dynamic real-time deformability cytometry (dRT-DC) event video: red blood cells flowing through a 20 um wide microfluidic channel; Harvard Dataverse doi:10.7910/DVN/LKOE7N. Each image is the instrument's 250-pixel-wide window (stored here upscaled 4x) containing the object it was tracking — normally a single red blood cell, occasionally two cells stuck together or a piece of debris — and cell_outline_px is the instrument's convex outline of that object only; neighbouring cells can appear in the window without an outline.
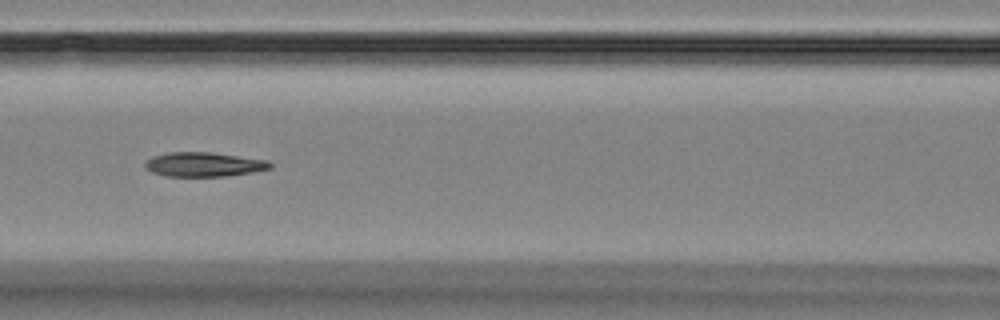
{"species": "Egyptian fruit bat (a non-hibernating species)", "species_latin": "Rousettus aegyptiacus", "temperature_condition": "room temperature", "stored_images_in_passage": 16, "segment_of_instrument_passage": [1, 2], "camera_frame_rate_fps": 3000, "um_per_image_px": 0.085, "animal": {"sex": "female"}, "frame": {"image": 1, "passage_image": 6, "time_ms": 5.667, "image_size_px": [1000, 320], "cell_outline_px": [[272, 168], [252, 172], [228, 176], [164, 176], [152, 172], [144, 168], [144, 160], [152, 156], [168, 152], [212, 152], [268, 160], [272, 164]], "centroid_in_image_um": [17.29, 13.97], "position_along_channel_um": 149.3, "area_um2": 17.98}}
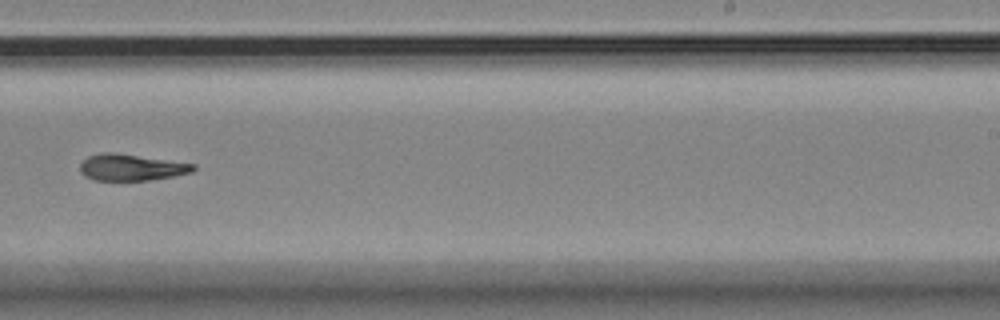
{"frame": {"image": 2, "passage_image": 9, "time_ms": 9.333, "image_size_px": [1000, 320], "cell_outline_px": [[196, 168], [192, 172], [176, 176], [148, 180], [92, 180], [84, 176], [80, 172], [80, 164], [88, 156], [100, 152], [116, 152], [196, 164]], "centroid_in_image_um": [11.15, 14.22], "position_along_channel_um": 277.8, "area_um2": 17.69}}
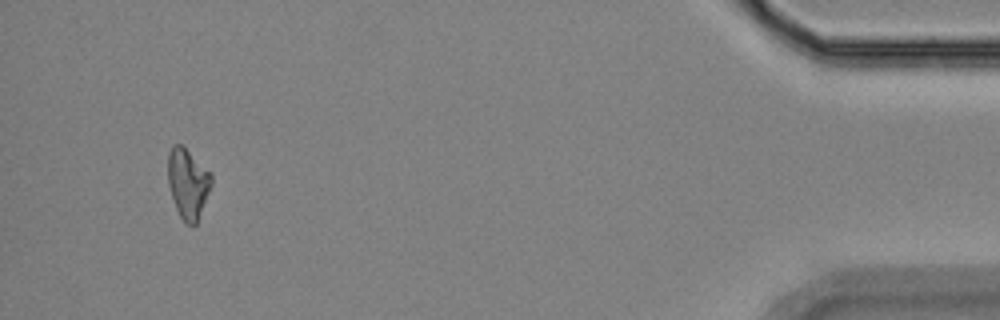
{"frame": {"image": 3, "passage_image": 14, "time_ms": 15.333, "image_size_px": [1000, 320], "cell_outline_px": [[212, 184], [196, 224], [184, 224], [176, 208], [168, 184], [168, 152], [172, 144], [180, 144], [212, 172]], "centroid_in_image_um": [15.97, 15.57], "position_along_channel_um": 419.2, "area_um2": 17.69}}